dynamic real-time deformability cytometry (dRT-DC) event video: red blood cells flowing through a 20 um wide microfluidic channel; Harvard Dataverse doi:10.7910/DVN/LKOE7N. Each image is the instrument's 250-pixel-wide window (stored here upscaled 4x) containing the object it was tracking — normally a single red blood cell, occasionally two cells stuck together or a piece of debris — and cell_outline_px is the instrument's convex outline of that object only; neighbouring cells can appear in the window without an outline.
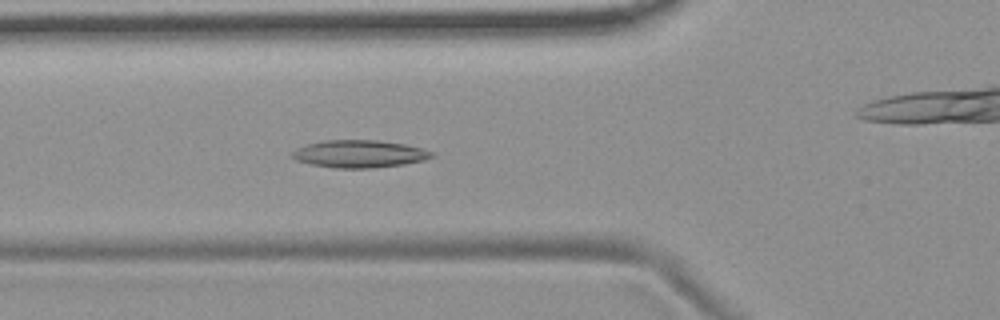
{"species": "common noctule bat (a hibernating species)", "species_latin": "Nyctalus noctula", "temperature_condition": "room temperature", "stored_images_in_passage": 56, "camera_frame_rate_fps": 3000, "um_per_image_px": 0.085, "animal": {"sex": "female", "body_mass_g": 19.9}, "frame": {"image": 1, "passage_image": 20, "time_ms": 6.333, "image_size_px": [1000, 320], "cell_outline_px": [[436, 156], [424, 160], [404, 164], [368, 168], [336, 168], [312, 164], [296, 160], [292, 156], [292, 152], [296, 148], [308, 144], [324, 140], [380, 140], [404, 144], [420, 148], [432, 152]], "centroid_in_image_um": [30.55, 13.07], "position_along_channel_um": 95.2, "area_um2": 22.2}}
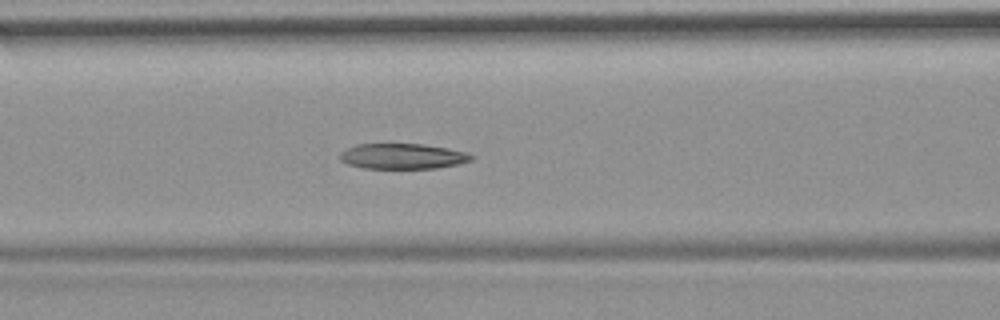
{"frame": {"image": 2, "passage_image": 23, "time_ms": 7.333, "image_size_px": [1000, 320], "cell_outline_px": [[476, 156], [472, 160], [460, 164], [436, 168], [364, 168], [348, 164], [340, 160], [340, 152], [356, 144], [424, 144], [448, 148], [468, 152]], "centroid_in_image_um": [34.27, 13.28], "position_along_channel_um": 132.3, "area_um2": 19.59}}
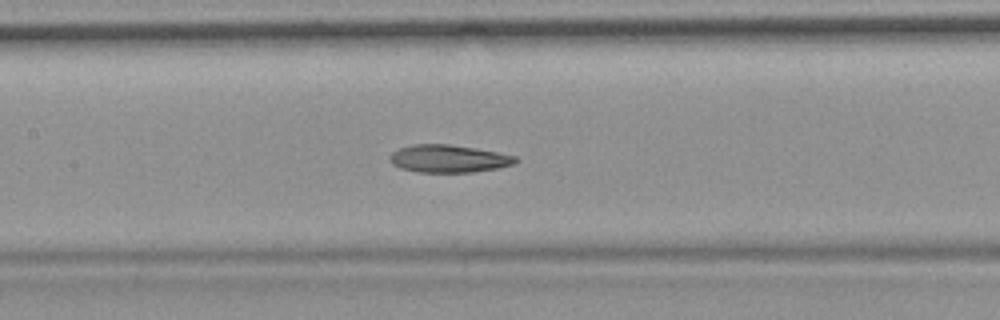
{"frame": {"image": 3, "passage_image": 26, "time_ms": 8.333, "image_size_px": [1000, 320], "cell_outline_px": [[520, 160], [516, 164], [496, 168], [472, 172], [416, 172], [400, 168], [392, 164], [388, 160], [388, 156], [392, 152], [400, 148], [412, 144], [448, 144], [496, 152], [516, 156]], "centroid_in_image_um": [38.1, 13.49], "position_along_channel_um": 169.3, "area_um2": 20.29}, "authors_computed_cell_mechanics": {"area_um2": 21.7906, "velocity_mm_per_s": 3.6928, "shape_relaxation_time_tau1_ms": null, "shape_relaxation_time_tau2_ms": 4.8705, "deformation_change_tau1": null, "deformation_change_tau2": 0.1202}}